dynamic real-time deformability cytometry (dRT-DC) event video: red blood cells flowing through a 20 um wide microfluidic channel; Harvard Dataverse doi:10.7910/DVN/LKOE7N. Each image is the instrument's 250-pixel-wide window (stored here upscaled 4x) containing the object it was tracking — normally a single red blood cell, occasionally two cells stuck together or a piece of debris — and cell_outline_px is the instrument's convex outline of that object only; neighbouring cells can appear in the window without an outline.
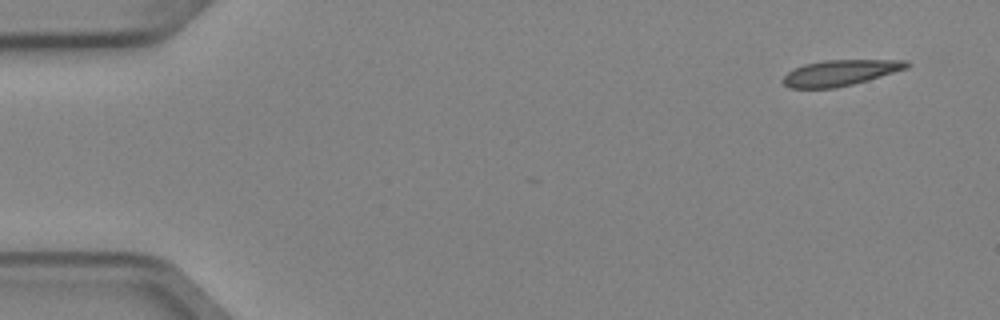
{"species": "Egyptian fruit bat (a non-hibernating species)", "species_latin": "Rousettus aegyptiacus", "temperature_condition": "cold", "stored_images_in_passage": 5, "camera_frame_rate_fps": 3000, "um_per_image_px": 0.085, "animal": {"sex": "female"}, "frame": {"image": 1, "passage_image": 1, "time_ms": 0.0, "image_size_px": [1000, 320], "cell_outline_px": [[912, 64], [908, 68], [868, 80], [836, 88], [788, 88], [780, 80], [792, 68], [804, 64], [824, 60], [908, 60]], "centroid_in_image_um": [71.4, 6.18], "position_along_channel_um": 13.6, "area_um2": 18.79}}
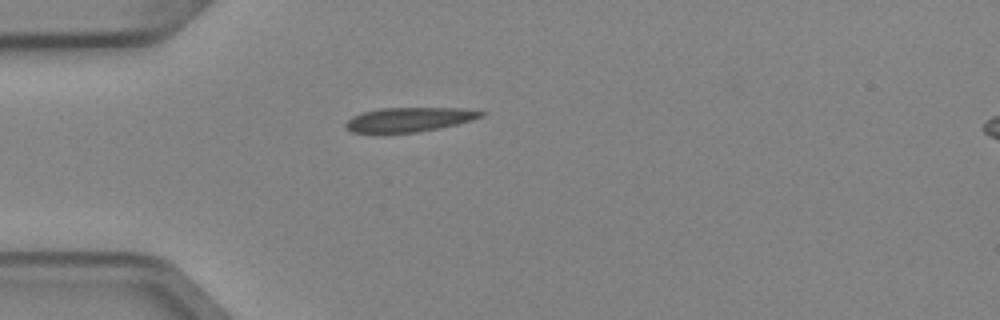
{"frame": {"image": 2, "passage_image": 4, "time_ms": 1.0, "image_size_px": [1000, 320], "cell_outline_px": [[488, 112], [484, 116], [472, 120], [440, 128], [416, 132], [352, 132], [344, 128], [344, 124], [352, 116], [360, 112], [380, 108], [464, 108]], "centroid_in_image_um": [34.79, 10.14], "position_along_channel_um": 50.2, "area_um2": 19.25}}